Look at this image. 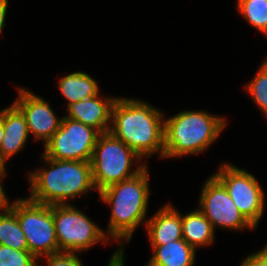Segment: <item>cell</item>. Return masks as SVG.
<instances>
[{"mask_svg": "<svg viewBox=\"0 0 267 266\" xmlns=\"http://www.w3.org/2000/svg\"><path fill=\"white\" fill-rule=\"evenodd\" d=\"M45 166L28 171L30 194L33 202L45 205H68L76 197L88 196L96 191L91 171V163L85 161L55 160L41 156ZM49 167V168H47ZM71 202H70V201Z\"/></svg>", "mask_w": 267, "mask_h": 266, "instance_id": "3957f363", "label": "cell"}, {"mask_svg": "<svg viewBox=\"0 0 267 266\" xmlns=\"http://www.w3.org/2000/svg\"><path fill=\"white\" fill-rule=\"evenodd\" d=\"M142 161L135 151L109 131L100 133L90 161L97 193L140 173L148 165V161ZM135 163L137 167L132 168Z\"/></svg>", "mask_w": 267, "mask_h": 266, "instance_id": "5b68a950", "label": "cell"}, {"mask_svg": "<svg viewBox=\"0 0 267 266\" xmlns=\"http://www.w3.org/2000/svg\"><path fill=\"white\" fill-rule=\"evenodd\" d=\"M18 96L13 104L25 117L29 135L35 142L42 141L45 145L59 129L62 117L52 109V106L41 96L26 87H16Z\"/></svg>", "mask_w": 267, "mask_h": 266, "instance_id": "8fae6325", "label": "cell"}, {"mask_svg": "<svg viewBox=\"0 0 267 266\" xmlns=\"http://www.w3.org/2000/svg\"><path fill=\"white\" fill-rule=\"evenodd\" d=\"M99 134L96 129L63 115L59 129L44 145L42 154L55 160L90 162Z\"/></svg>", "mask_w": 267, "mask_h": 266, "instance_id": "9c48e42d", "label": "cell"}, {"mask_svg": "<svg viewBox=\"0 0 267 266\" xmlns=\"http://www.w3.org/2000/svg\"><path fill=\"white\" fill-rule=\"evenodd\" d=\"M0 119L4 127L0 152L9 161L26 146L30 135L24 115L13 103L0 110Z\"/></svg>", "mask_w": 267, "mask_h": 266, "instance_id": "5bb4252c", "label": "cell"}, {"mask_svg": "<svg viewBox=\"0 0 267 266\" xmlns=\"http://www.w3.org/2000/svg\"><path fill=\"white\" fill-rule=\"evenodd\" d=\"M198 209L212 223L214 229L242 231L256 228L244 217L230 198L227 189L214 176L204 181L198 201Z\"/></svg>", "mask_w": 267, "mask_h": 266, "instance_id": "30bf717a", "label": "cell"}, {"mask_svg": "<svg viewBox=\"0 0 267 266\" xmlns=\"http://www.w3.org/2000/svg\"><path fill=\"white\" fill-rule=\"evenodd\" d=\"M97 80L83 71H75L64 75L58 82V90L67 101L66 108L80 100L99 95Z\"/></svg>", "mask_w": 267, "mask_h": 266, "instance_id": "e0dca14e", "label": "cell"}, {"mask_svg": "<svg viewBox=\"0 0 267 266\" xmlns=\"http://www.w3.org/2000/svg\"><path fill=\"white\" fill-rule=\"evenodd\" d=\"M183 239L196 251L199 248L211 247L215 241L216 230L212 223L198 209L181 213Z\"/></svg>", "mask_w": 267, "mask_h": 266, "instance_id": "2e32d148", "label": "cell"}, {"mask_svg": "<svg viewBox=\"0 0 267 266\" xmlns=\"http://www.w3.org/2000/svg\"><path fill=\"white\" fill-rule=\"evenodd\" d=\"M0 244L16 250L28 251L27 240L16 214L8 208L0 212Z\"/></svg>", "mask_w": 267, "mask_h": 266, "instance_id": "ac0fdd59", "label": "cell"}, {"mask_svg": "<svg viewBox=\"0 0 267 266\" xmlns=\"http://www.w3.org/2000/svg\"><path fill=\"white\" fill-rule=\"evenodd\" d=\"M253 79L245 84V91L251 95L253 103L267 117V67L261 63Z\"/></svg>", "mask_w": 267, "mask_h": 266, "instance_id": "ffe728a7", "label": "cell"}, {"mask_svg": "<svg viewBox=\"0 0 267 266\" xmlns=\"http://www.w3.org/2000/svg\"><path fill=\"white\" fill-rule=\"evenodd\" d=\"M7 162H8V160L0 152V178H6L8 175L7 167H6Z\"/></svg>", "mask_w": 267, "mask_h": 266, "instance_id": "484cf974", "label": "cell"}, {"mask_svg": "<svg viewBox=\"0 0 267 266\" xmlns=\"http://www.w3.org/2000/svg\"><path fill=\"white\" fill-rule=\"evenodd\" d=\"M10 209L16 214L18 223L27 240L28 251L38 259L59 252L53 205L33 202L27 197L11 201Z\"/></svg>", "mask_w": 267, "mask_h": 266, "instance_id": "8992f818", "label": "cell"}, {"mask_svg": "<svg viewBox=\"0 0 267 266\" xmlns=\"http://www.w3.org/2000/svg\"><path fill=\"white\" fill-rule=\"evenodd\" d=\"M40 259H45L46 265L40 264L38 266H83L81 258L78 253L60 251Z\"/></svg>", "mask_w": 267, "mask_h": 266, "instance_id": "7402d4cb", "label": "cell"}, {"mask_svg": "<svg viewBox=\"0 0 267 266\" xmlns=\"http://www.w3.org/2000/svg\"><path fill=\"white\" fill-rule=\"evenodd\" d=\"M3 134H4L3 122L0 119V146H1V143H2V139H3Z\"/></svg>", "mask_w": 267, "mask_h": 266, "instance_id": "4316f807", "label": "cell"}, {"mask_svg": "<svg viewBox=\"0 0 267 266\" xmlns=\"http://www.w3.org/2000/svg\"><path fill=\"white\" fill-rule=\"evenodd\" d=\"M3 179L0 178V212L7 210L10 207V198L6 195V190H4Z\"/></svg>", "mask_w": 267, "mask_h": 266, "instance_id": "cb8c5ba5", "label": "cell"}, {"mask_svg": "<svg viewBox=\"0 0 267 266\" xmlns=\"http://www.w3.org/2000/svg\"><path fill=\"white\" fill-rule=\"evenodd\" d=\"M240 266H267V255L258 250L246 255Z\"/></svg>", "mask_w": 267, "mask_h": 266, "instance_id": "603a6c76", "label": "cell"}, {"mask_svg": "<svg viewBox=\"0 0 267 266\" xmlns=\"http://www.w3.org/2000/svg\"><path fill=\"white\" fill-rule=\"evenodd\" d=\"M236 5L239 15L267 37V0H238Z\"/></svg>", "mask_w": 267, "mask_h": 266, "instance_id": "d6986e66", "label": "cell"}, {"mask_svg": "<svg viewBox=\"0 0 267 266\" xmlns=\"http://www.w3.org/2000/svg\"><path fill=\"white\" fill-rule=\"evenodd\" d=\"M0 266H38V259L29 251L16 250L0 244Z\"/></svg>", "mask_w": 267, "mask_h": 266, "instance_id": "44dd1931", "label": "cell"}, {"mask_svg": "<svg viewBox=\"0 0 267 266\" xmlns=\"http://www.w3.org/2000/svg\"><path fill=\"white\" fill-rule=\"evenodd\" d=\"M53 220L60 251L82 253L96 244L108 246L104 229L74 204L53 205Z\"/></svg>", "mask_w": 267, "mask_h": 266, "instance_id": "52a82bcc", "label": "cell"}, {"mask_svg": "<svg viewBox=\"0 0 267 266\" xmlns=\"http://www.w3.org/2000/svg\"><path fill=\"white\" fill-rule=\"evenodd\" d=\"M150 245H164L183 239L181 212L171 202L150 216L145 225Z\"/></svg>", "mask_w": 267, "mask_h": 266, "instance_id": "4fadbf2b", "label": "cell"}, {"mask_svg": "<svg viewBox=\"0 0 267 266\" xmlns=\"http://www.w3.org/2000/svg\"><path fill=\"white\" fill-rule=\"evenodd\" d=\"M149 180L147 165L137 175L98 193L99 201L109 205L111 209L109 223L104 233L111 241H116V247L123 254H125V244L132 240L134 231L140 225H146L151 194Z\"/></svg>", "mask_w": 267, "mask_h": 266, "instance_id": "7a4b0ae2", "label": "cell"}, {"mask_svg": "<svg viewBox=\"0 0 267 266\" xmlns=\"http://www.w3.org/2000/svg\"><path fill=\"white\" fill-rule=\"evenodd\" d=\"M263 254L267 255V243L266 245H264L261 250H260Z\"/></svg>", "mask_w": 267, "mask_h": 266, "instance_id": "83f0119b", "label": "cell"}, {"mask_svg": "<svg viewBox=\"0 0 267 266\" xmlns=\"http://www.w3.org/2000/svg\"><path fill=\"white\" fill-rule=\"evenodd\" d=\"M9 6L8 0H0V35L4 31V28L6 27V17H7V10Z\"/></svg>", "mask_w": 267, "mask_h": 266, "instance_id": "d4e9b609", "label": "cell"}, {"mask_svg": "<svg viewBox=\"0 0 267 266\" xmlns=\"http://www.w3.org/2000/svg\"><path fill=\"white\" fill-rule=\"evenodd\" d=\"M103 96L99 94L69 105L65 116L90 126L99 133L108 132L111 124V111L118 97Z\"/></svg>", "mask_w": 267, "mask_h": 266, "instance_id": "7c38bea8", "label": "cell"}, {"mask_svg": "<svg viewBox=\"0 0 267 266\" xmlns=\"http://www.w3.org/2000/svg\"><path fill=\"white\" fill-rule=\"evenodd\" d=\"M227 123L224 116L204 110H182L166 117L163 160L204 153L216 143Z\"/></svg>", "mask_w": 267, "mask_h": 266, "instance_id": "277c9868", "label": "cell"}, {"mask_svg": "<svg viewBox=\"0 0 267 266\" xmlns=\"http://www.w3.org/2000/svg\"><path fill=\"white\" fill-rule=\"evenodd\" d=\"M150 247L153 255L146 266H194L196 263V250L184 239Z\"/></svg>", "mask_w": 267, "mask_h": 266, "instance_id": "9a60e30c", "label": "cell"}, {"mask_svg": "<svg viewBox=\"0 0 267 266\" xmlns=\"http://www.w3.org/2000/svg\"><path fill=\"white\" fill-rule=\"evenodd\" d=\"M262 63L267 67V58L263 59Z\"/></svg>", "mask_w": 267, "mask_h": 266, "instance_id": "f1b7e54d", "label": "cell"}, {"mask_svg": "<svg viewBox=\"0 0 267 266\" xmlns=\"http://www.w3.org/2000/svg\"><path fill=\"white\" fill-rule=\"evenodd\" d=\"M213 175L227 189L239 211L256 228L266 208L261 182L246 169L229 162H220L219 169Z\"/></svg>", "mask_w": 267, "mask_h": 266, "instance_id": "ba28073f", "label": "cell"}, {"mask_svg": "<svg viewBox=\"0 0 267 266\" xmlns=\"http://www.w3.org/2000/svg\"><path fill=\"white\" fill-rule=\"evenodd\" d=\"M164 111L144 100L119 96L111 111L109 132L142 159L164 157Z\"/></svg>", "mask_w": 267, "mask_h": 266, "instance_id": "6da1fadb", "label": "cell"}]
</instances>
